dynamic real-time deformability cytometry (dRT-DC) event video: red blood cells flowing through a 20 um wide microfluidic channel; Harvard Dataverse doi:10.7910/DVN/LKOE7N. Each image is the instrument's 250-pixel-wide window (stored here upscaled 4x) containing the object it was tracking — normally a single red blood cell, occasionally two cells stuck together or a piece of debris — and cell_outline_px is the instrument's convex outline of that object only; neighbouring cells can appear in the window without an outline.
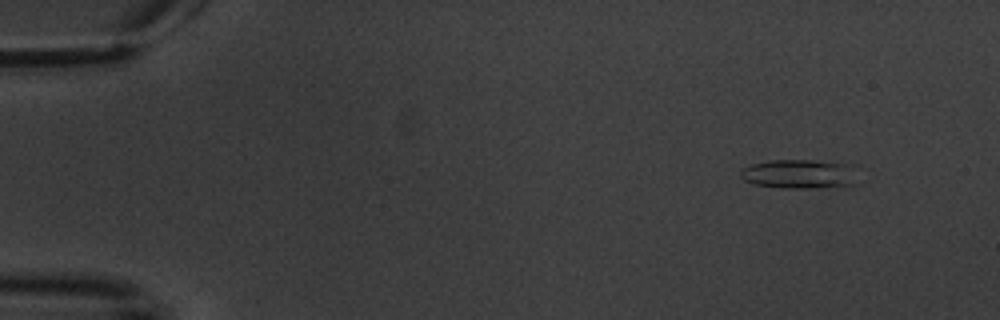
{"species": "common noctule bat (a hibernating species)", "species_latin": "Nyctalus noctula", "temperature_condition": "warm", "stored_images_in_passage": 8, "camera_frame_rate_fps": 3000, "um_per_image_px": 0.085, "animal": {"sex": "male", "body_mass_g": 20.1, "forearm_length_mm": 53.5}, "frame": {"image": 1, "passage_image": 1, "time_ms": 0.0, "image_size_px": [1000, 320], "cell_outline_px": [[856, 184], [848, 188], [780, 188], [756, 184], [744, 180], [740, 176], [740, 168], [752, 164], [768, 160], [816, 160], [852, 164]], "centroid_in_image_um": [67.99, 14.8], "position_along_channel_um": 17.0, "area_um2": 20.52}}
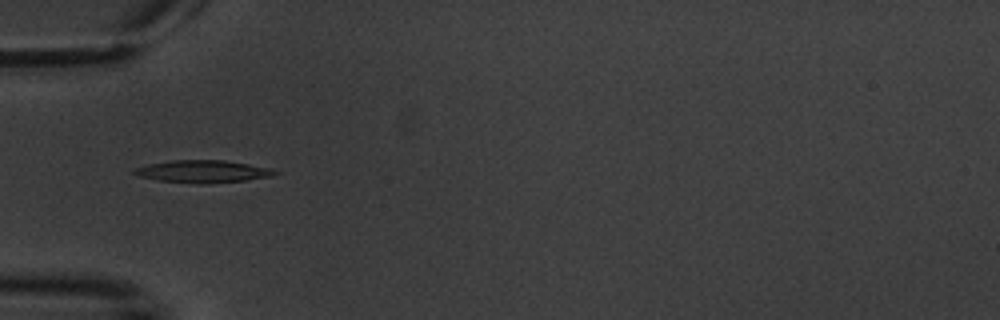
{"frame": {"image": 2, "passage_image": 4, "time_ms": 4.667, "image_size_px": [1000, 320], "cell_outline_px": [[280, 172], [272, 176], [244, 180], [200, 184], [160, 180], [140, 176], [132, 172], [136, 168], [148, 164], [172, 160], [224, 160], [272, 168]], "centroid_in_image_um": [17.28, 14.56], "position_along_channel_um": 67.7, "area_um2": 18.09}}
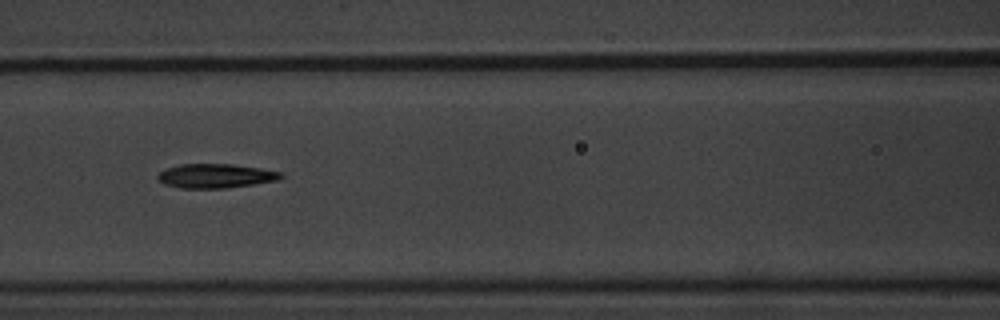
{"frame": {"image": 3, "passage_image": 6, "time_ms": 7.0, "image_size_px": [1000, 320], "cell_outline_px": [[284, 176], [276, 180], [252, 184], [224, 188], [180, 188], [164, 184], [156, 176], [160, 172], [168, 168], [180, 164], [232, 164], [260, 168], [284, 172]], "centroid_in_image_um": [18.34, 14.94], "position_along_channel_um": 148.3, "area_um2": 17.22}}